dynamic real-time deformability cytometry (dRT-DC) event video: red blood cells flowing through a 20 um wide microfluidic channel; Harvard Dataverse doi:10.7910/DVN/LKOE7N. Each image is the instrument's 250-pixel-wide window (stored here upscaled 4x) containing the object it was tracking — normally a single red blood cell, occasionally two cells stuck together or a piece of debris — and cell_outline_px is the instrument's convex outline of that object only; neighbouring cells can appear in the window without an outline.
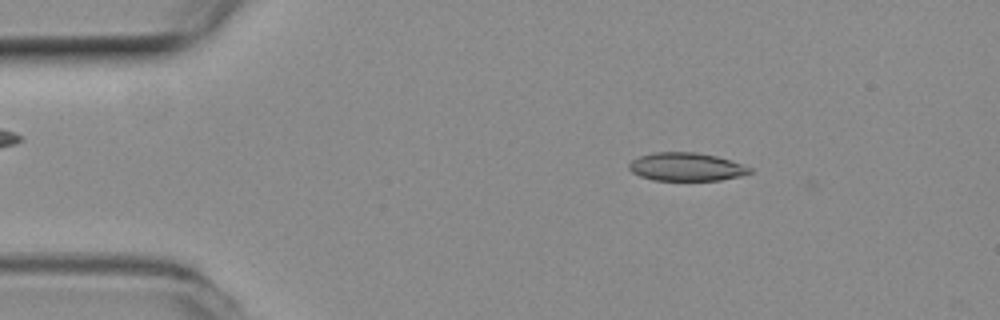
{"species": "common noctule bat (a hibernating species)", "species_latin": "Nyctalus noctula", "temperature_condition": "room temperature", "stored_images_in_passage": 44, "camera_frame_rate_fps": 3000, "um_per_image_px": 0.085, "animal": {"sex": "female", "body_mass_g": 19.3, "forearm_length_mm": 54.1}, "frame": {"image": 1, "passage_image": 2, "time_ms": 0.333, "image_size_px": [1000, 320], "cell_outline_px": [[752, 172], [740, 176], [720, 180], [656, 180], [640, 176], [632, 172], [628, 168], [628, 164], [632, 160], [640, 156], [652, 152], [696, 152], [716, 156], [752, 168]], "centroid_in_image_um": [58.3, 14.18], "position_along_channel_um": 26.7, "area_um2": 19.71}}
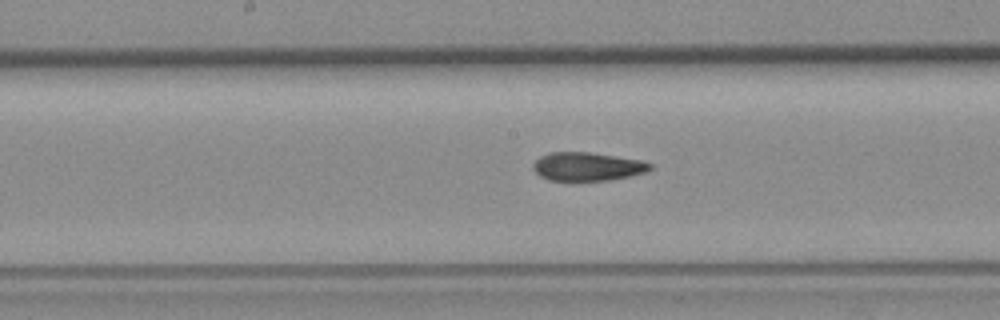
{"frame": {"image": 2, "passage_image": 20, "time_ms": 6.333, "image_size_px": [1000, 320], "cell_outline_px": [[652, 168], [648, 172], [632, 176], [612, 180], [548, 180], [540, 176], [532, 168], [532, 164], [540, 156], [552, 152], [588, 152], [640, 160], [652, 164]], "centroid_in_image_um": [49.94, 14.16], "position_along_channel_um": 198.3, "area_um2": 19.42}}
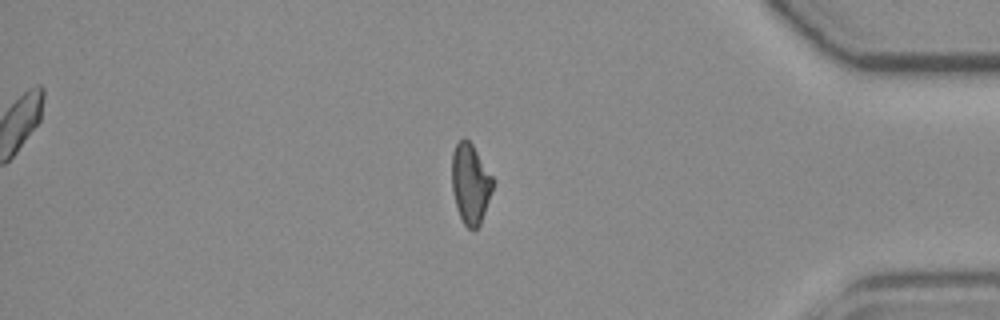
{"frame": {"image": 3, "passage_image": 38, "time_ms": 12.333, "image_size_px": [1000, 320], "cell_outline_px": [[492, 188], [480, 224], [472, 232], [464, 224], [456, 208], [452, 188], [452, 152], [456, 144], [460, 140], [468, 140], [472, 144], [492, 176]], "centroid_in_image_um": [39.95, 15.63], "position_along_channel_um": 395.2, "area_um2": 18.73}}